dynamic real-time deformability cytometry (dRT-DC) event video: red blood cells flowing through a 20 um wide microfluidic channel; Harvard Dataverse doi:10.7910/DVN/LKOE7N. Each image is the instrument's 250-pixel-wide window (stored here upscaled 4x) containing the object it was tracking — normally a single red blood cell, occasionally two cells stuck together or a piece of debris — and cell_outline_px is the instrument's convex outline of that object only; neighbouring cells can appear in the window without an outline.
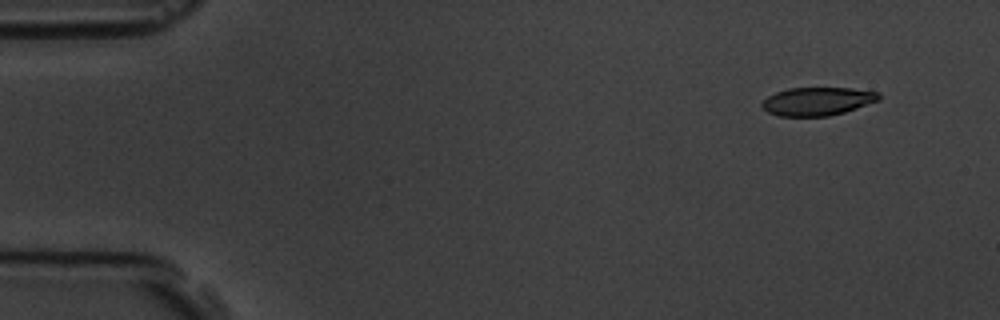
{"species": "common noctule bat (a hibernating species)", "species_latin": "Nyctalus noctula", "temperature_condition": "room temperature", "stored_images_in_passage": 5, "camera_frame_rate_fps": 3000, "um_per_image_px": 0.085, "animal": {"sex": "male", "body_mass_g": 19.5, "forearm_length_mm": 54.6}, "frame": {"image": 1, "passage_image": 1, "time_ms": 0.0, "image_size_px": [1000, 320], "cell_outline_px": [[880, 100], [844, 112], [828, 116], [780, 116], [768, 112], [760, 104], [768, 96], [776, 92], [788, 88], [852, 88], [880, 92]], "centroid_in_image_um": [69.5, 8.6], "position_along_channel_um": 15.5, "area_um2": 19.19}}
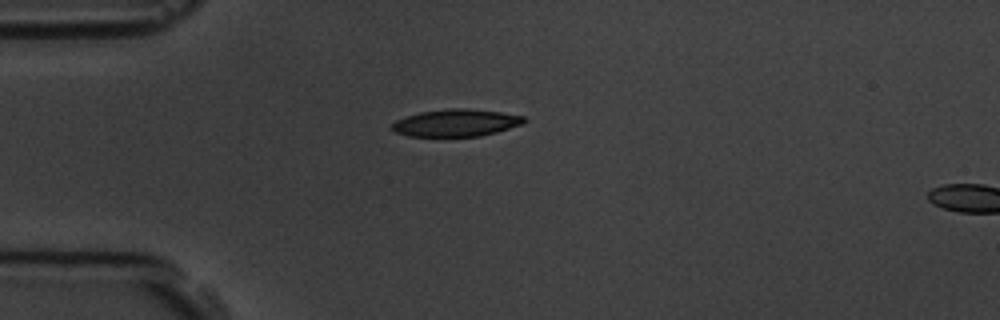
{"frame": {"image": 2, "passage_image": 4, "time_ms": 3.333, "image_size_px": [1000, 320], "cell_outline_px": [[528, 120], [524, 124], [496, 132], [480, 136], [408, 136], [396, 132], [388, 128], [396, 120], [420, 112], [448, 108], [468, 108], [500, 112], [524, 116]], "centroid_in_image_um": [38.78, 10.44], "position_along_channel_um": 46.2, "area_um2": 21.04}}